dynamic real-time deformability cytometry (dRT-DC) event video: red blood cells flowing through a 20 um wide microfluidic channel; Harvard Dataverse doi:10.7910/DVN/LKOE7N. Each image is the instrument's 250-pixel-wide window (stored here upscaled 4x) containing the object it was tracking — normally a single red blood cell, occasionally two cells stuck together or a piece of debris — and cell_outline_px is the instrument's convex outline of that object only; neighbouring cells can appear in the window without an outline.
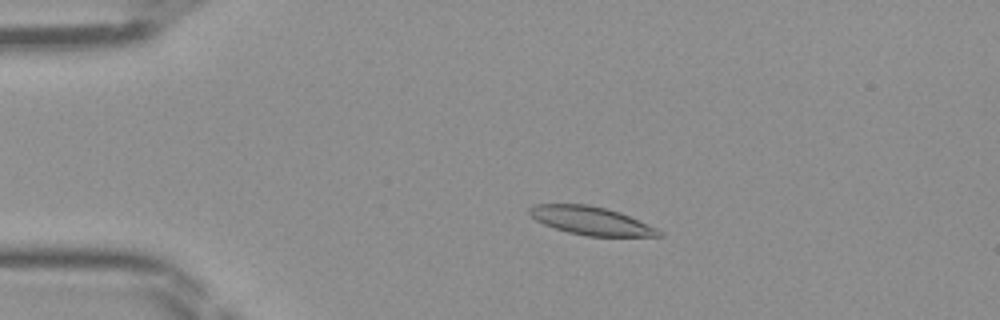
{"species": "Egyptian fruit bat (a non-hibernating species)", "species_latin": "Rousettus aegyptiacus", "temperature_condition": "room temperature", "stored_images_in_passage": 47, "camera_frame_rate_fps": 3000, "um_per_image_px": 0.085, "frame": {"image": 1, "passage_image": 10, "time_ms": 3.0, "image_size_px": [1000, 320], "cell_outline_px": [[664, 236], [588, 236], [568, 232], [544, 224], [536, 220], [528, 212], [528, 208], [536, 204], [588, 204], [620, 212], [656, 228], [664, 232]], "centroid_in_image_um": [50.24, 18.76], "position_along_channel_um": 34.8, "area_um2": 21.1}}
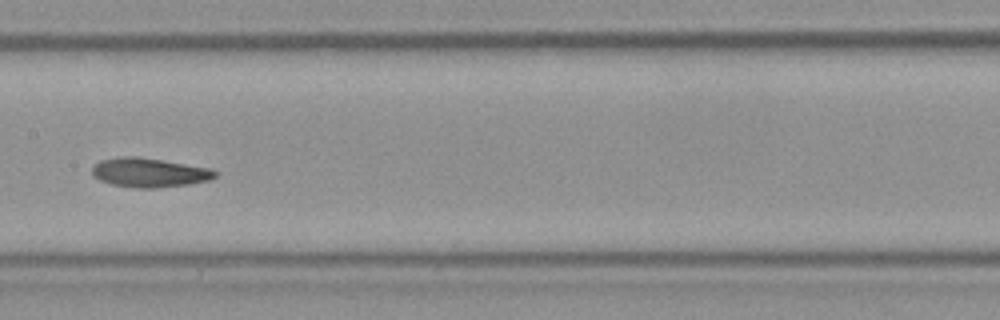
{"frame": {"image": 2, "passage_image": 24, "time_ms": 7.667, "image_size_px": [1000, 320], "cell_outline_px": [[220, 172], [216, 176], [208, 180], [188, 184], [156, 188], [136, 188], [112, 184], [100, 180], [92, 176], [92, 168], [100, 160], [120, 156], [136, 156], [212, 168]], "centroid_in_image_um": [12.7, 14.66], "position_along_channel_um": 194.7, "area_um2": 20.98}}
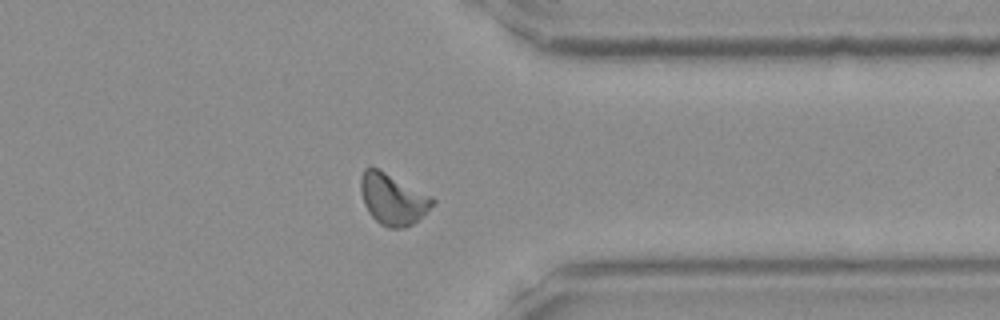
{"frame": {"image": 3, "passage_image": 37, "time_ms": 12.0, "image_size_px": [1000, 320], "cell_outline_px": [[436, 200], [412, 224], [404, 228], [388, 228], [380, 224], [368, 212], [364, 204], [360, 188], [360, 176], [364, 168], [376, 168], [432, 196]], "centroid_in_image_um": [33.34, 16.93], "position_along_channel_um": 378.1, "area_um2": 20.92}}